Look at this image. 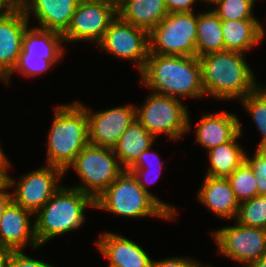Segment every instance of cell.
<instances>
[{"label":"cell","mask_w":266,"mask_h":267,"mask_svg":"<svg viewBox=\"0 0 266 267\" xmlns=\"http://www.w3.org/2000/svg\"><path fill=\"white\" fill-rule=\"evenodd\" d=\"M141 84L152 92L173 98H202L205 93L197 56L148 54Z\"/></svg>","instance_id":"obj_1"},{"label":"cell","mask_w":266,"mask_h":267,"mask_svg":"<svg viewBox=\"0 0 266 267\" xmlns=\"http://www.w3.org/2000/svg\"><path fill=\"white\" fill-rule=\"evenodd\" d=\"M245 54L225 50L198 57L205 95L215 100L238 101L259 86Z\"/></svg>","instance_id":"obj_2"},{"label":"cell","mask_w":266,"mask_h":267,"mask_svg":"<svg viewBox=\"0 0 266 267\" xmlns=\"http://www.w3.org/2000/svg\"><path fill=\"white\" fill-rule=\"evenodd\" d=\"M54 111L47 139L46 165L66 171L89 143L88 117L79 101L58 105Z\"/></svg>","instance_id":"obj_3"},{"label":"cell","mask_w":266,"mask_h":267,"mask_svg":"<svg viewBox=\"0 0 266 267\" xmlns=\"http://www.w3.org/2000/svg\"><path fill=\"white\" fill-rule=\"evenodd\" d=\"M86 208H95V199L74 187H62L34 215L35 236L39 246L54 237L80 228Z\"/></svg>","instance_id":"obj_4"},{"label":"cell","mask_w":266,"mask_h":267,"mask_svg":"<svg viewBox=\"0 0 266 267\" xmlns=\"http://www.w3.org/2000/svg\"><path fill=\"white\" fill-rule=\"evenodd\" d=\"M95 209L129 218L173 217L138 184L131 172L125 170L95 199Z\"/></svg>","instance_id":"obj_5"},{"label":"cell","mask_w":266,"mask_h":267,"mask_svg":"<svg viewBox=\"0 0 266 267\" xmlns=\"http://www.w3.org/2000/svg\"><path fill=\"white\" fill-rule=\"evenodd\" d=\"M189 111L182 100L152 92L141 107L136 105V119L155 138L165 134L176 141L191 130Z\"/></svg>","instance_id":"obj_6"},{"label":"cell","mask_w":266,"mask_h":267,"mask_svg":"<svg viewBox=\"0 0 266 267\" xmlns=\"http://www.w3.org/2000/svg\"><path fill=\"white\" fill-rule=\"evenodd\" d=\"M73 169L81 179L80 185L72 186L96 199L124 171L114 149L98 145H88L76 156L67 168Z\"/></svg>","instance_id":"obj_7"},{"label":"cell","mask_w":266,"mask_h":267,"mask_svg":"<svg viewBox=\"0 0 266 267\" xmlns=\"http://www.w3.org/2000/svg\"><path fill=\"white\" fill-rule=\"evenodd\" d=\"M197 22L194 12L168 13L148 33L149 54L197 56Z\"/></svg>","instance_id":"obj_8"},{"label":"cell","mask_w":266,"mask_h":267,"mask_svg":"<svg viewBox=\"0 0 266 267\" xmlns=\"http://www.w3.org/2000/svg\"><path fill=\"white\" fill-rule=\"evenodd\" d=\"M63 175L65 171L61 168L46 164L22 175L17 182L8 175L7 184L16 189L11 192L12 201L35 215L62 187L58 181Z\"/></svg>","instance_id":"obj_9"},{"label":"cell","mask_w":266,"mask_h":267,"mask_svg":"<svg viewBox=\"0 0 266 267\" xmlns=\"http://www.w3.org/2000/svg\"><path fill=\"white\" fill-rule=\"evenodd\" d=\"M217 251L244 266L266 256V229L235 222L211 231Z\"/></svg>","instance_id":"obj_10"},{"label":"cell","mask_w":266,"mask_h":267,"mask_svg":"<svg viewBox=\"0 0 266 267\" xmlns=\"http://www.w3.org/2000/svg\"><path fill=\"white\" fill-rule=\"evenodd\" d=\"M117 15V6L111 2L80 0L69 27L62 34L64 42L84 41L97 46Z\"/></svg>","instance_id":"obj_11"},{"label":"cell","mask_w":266,"mask_h":267,"mask_svg":"<svg viewBox=\"0 0 266 267\" xmlns=\"http://www.w3.org/2000/svg\"><path fill=\"white\" fill-rule=\"evenodd\" d=\"M97 46L115 58L136 62L140 73L149 54L148 32L117 15Z\"/></svg>","instance_id":"obj_12"},{"label":"cell","mask_w":266,"mask_h":267,"mask_svg":"<svg viewBox=\"0 0 266 267\" xmlns=\"http://www.w3.org/2000/svg\"><path fill=\"white\" fill-rule=\"evenodd\" d=\"M79 103L86 109L89 143L92 145L113 148L136 118V105H121L95 112Z\"/></svg>","instance_id":"obj_13"},{"label":"cell","mask_w":266,"mask_h":267,"mask_svg":"<svg viewBox=\"0 0 266 267\" xmlns=\"http://www.w3.org/2000/svg\"><path fill=\"white\" fill-rule=\"evenodd\" d=\"M34 214L13 201L0 219V247L24 250L26 246L40 248L35 236Z\"/></svg>","instance_id":"obj_14"},{"label":"cell","mask_w":266,"mask_h":267,"mask_svg":"<svg viewBox=\"0 0 266 267\" xmlns=\"http://www.w3.org/2000/svg\"><path fill=\"white\" fill-rule=\"evenodd\" d=\"M29 21L20 6L11 14L0 18V81L17 65Z\"/></svg>","instance_id":"obj_15"},{"label":"cell","mask_w":266,"mask_h":267,"mask_svg":"<svg viewBox=\"0 0 266 267\" xmlns=\"http://www.w3.org/2000/svg\"><path fill=\"white\" fill-rule=\"evenodd\" d=\"M100 253L109 260L108 267H152L153 260L136 242L113 232L100 234L95 242Z\"/></svg>","instance_id":"obj_16"},{"label":"cell","mask_w":266,"mask_h":267,"mask_svg":"<svg viewBox=\"0 0 266 267\" xmlns=\"http://www.w3.org/2000/svg\"><path fill=\"white\" fill-rule=\"evenodd\" d=\"M80 0H20L25 16L34 15L39 22L37 28L64 33L69 27Z\"/></svg>","instance_id":"obj_17"},{"label":"cell","mask_w":266,"mask_h":267,"mask_svg":"<svg viewBox=\"0 0 266 267\" xmlns=\"http://www.w3.org/2000/svg\"><path fill=\"white\" fill-rule=\"evenodd\" d=\"M196 196L200 203L220 219H236L240 203L227 178L205 175Z\"/></svg>","instance_id":"obj_18"},{"label":"cell","mask_w":266,"mask_h":267,"mask_svg":"<svg viewBox=\"0 0 266 267\" xmlns=\"http://www.w3.org/2000/svg\"><path fill=\"white\" fill-rule=\"evenodd\" d=\"M235 113H205L196 123L195 141L207 151L231 141L239 131V121Z\"/></svg>","instance_id":"obj_19"},{"label":"cell","mask_w":266,"mask_h":267,"mask_svg":"<svg viewBox=\"0 0 266 267\" xmlns=\"http://www.w3.org/2000/svg\"><path fill=\"white\" fill-rule=\"evenodd\" d=\"M118 16L148 33L168 14L164 0H124L117 7Z\"/></svg>","instance_id":"obj_20"},{"label":"cell","mask_w":266,"mask_h":267,"mask_svg":"<svg viewBox=\"0 0 266 267\" xmlns=\"http://www.w3.org/2000/svg\"><path fill=\"white\" fill-rule=\"evenodd\" d=\"M225 50L247 53L265 37V29L259 20L222 21Z\"/></svg>","instance_id":"obj_21"},{"label":"cell","mask_w":266,"mask_h":267,"mask_svg":"<svg viewBox=\"0 0 266 267\" xmlns=\"http://www.w3.org/2000/svg\"><path fill=\"white\" fill-rule=\"evenodd\" d=\"M241 124L239 122L240 132L231 141L207 151L210 165L205 175L227 178L245 161L246 151L238 142L242 135Z\"/></svg>","instance_id":"obj_22"},{"label":"cell","mask_w":266,"mask_h":267,"mask_svg":"<svg viewBox=\"0 0 266 267\" xmlns=\"http://www.w3.org/2000/svg\"><path fill=\"white\" fill-rule=\"evenodd\" d=\"M155 139L135 118L113 147L122 167L127 170L142 152L153 146Z\"/></svg>","instance_id":"obj_23"},{"label":"cell","mask_w":266,"mask_h":267,"mask_svg":"<svg viewBox=\"0 0 266 267\" xmlns=\"http://www.w3.org/2000/svg\"><path fill=\"white\" fill-rule=\"evenodd\" d=\"M62 33L37 27L27 28L24 32L22 50L29 56L42 57L45 60H61L65 54Z\"/></svg>","instance_id":"obj_24"},{"label":"cell","mask_w":266,"mask_h":267,"mask_svg":"<svg viewBox=\"0 0 266 267\" xmlns=\"http://www.w3.org/2000/svg\"><path fill=\"white\" fill-rule=\"evenodd\" d=\"M197 27V57L209 53L225 51L222 20L212 9L198 14Z\"/></svg>","instance_id":"obj_25"},{"label":"cell","mask_w":266,"mask_h":267,"mask_svg":"<svg viewBox=\"0 0 266 267\" xmlns=\"http://www.w3.org/2000/svg\"><path fill=\"white\" fill-rule=\"evenodd\" d=\"M255 122L262 139L256 149H266V87L259 85L245 98L239 100Z\"/></svg>","instance_id":"obj_26"},{"label":"cell","mask_w":266,"mask_h":267,"mask_svg":"<svg viewBox=\"0 0 266 267\" xmlns=\"http://www.w3.org/2000/svg\"><path fill=\"white\" fill-rule=\"evenodd\" d=\"M227 179L239 203L258 196L256 176L245 161Z\"/></svg>","instance_id":"obj_27"},{"label":"cell","mask_w":266,"mask_h":267,"mask_svg":"<svg viewBox=\"0 0 266 267\" xmlns=\"http://www.w3.org/2000/svg\"><path fill=\"white\" fill-rule=\"evenodd\" d=\"M266 229V195H258L239 204L234 222Z\"/></svg>","instance_id":"obj_28"},{"label":"cell","mask_w":266,"mask_h":267,"mask_svg":"<svg viewBox=\"0 0 266 267\" xmlns=\"http://www.w3.org/2000/svg\"><path fill=\"white\" fill-rule=\"evenodd\" d=\"M256 0H219L212 9L222 21L258 20L253 14Z\"/></svg>","instance_id":"obj_29"},{"label":"cell","mask_w":266,"mask_h":267,"mask_svg":"<svg viewBox=\"0 0 266 267\" xmlns=\"http://www.w3.org/2000/svg\"><path fill=\"white\" fill-rule=\"evenodd\" d=\"M59 60H45L42 57L29 56L23 50L19 54L17 65L12 72L3 80L5 84H9L12 75L16 72L26 77H36L42 73H46L47 70L53 69L52 67L58 63Z\"/></svg>","instance_id":"obj_30"},{"label":"cell","mask_w":266,"mask_h":267,"mask_svg":"<svg viewBox=\"0 0 266 267\" xmlns=\"http://www.w3.org/2000/svg\"><path fill=\"white\" fill-rule=\"evenodd\" d=\"M245 154V162L256 176L258 195H266V149H256L254 156Z\"/></svg>","instance_id":"obj_31"},{"label":"cell","mask_w":266,"mask_h":267,"mask_svg":"<svg viewBox=\"0 0 266 267\" xmlns=\"http://www.w3.org/2000/svg\"><path fill=\"white\" fill-rule=\"evenodd\" d=\"M162 168L163 167H159V168H157V170H156V168H148V169L128 168L127 171L131 172V174L136 178V180H137L138 184L140 185V187L143 190H145L147 193H149L173 217V219H174L178 215L177 214L178 211L176 210V208L174 207V205L173 206L172 205H169L166 202H164L163 200H160L155 195H153L152 193H150L149 190H148V187H147V185L149 184V182L150 183L155 182L159 178V176H160L159 174L162 173L161 172L162 171ZM152 169L153 170H156V171L154 172ZM151 171H153L155 173V174H153L154 176L156 175L154 177V180L149 177Z\"/></svg>","instance_id":"obj_32"},{"label":"cell","mask_w":266,"mask_h":267,"mask_svg":"<svg viewBox=\"0 0 266 267\" xmlns=\"http://www.w3.org/2000/svg\"><path fill=\"white\" fill-rule=\"evenodd\" d=\"M8 267H55L52 264L31 258L24 254L23 250H13Z\"/></svg>","instance_id":"obj_33"},{"label":"cell","mask_w":266,"mask_h":267,"mask_svg":"<svg viewBox=\"0 0 266 267\" xmlns=\"http://www.w3.org/2000/svg\"><path fill=\"white\" fill-rule=\"evenodd\" d=\"M200 262L194 260V258L187 257H170L163 260H153L152 267H199Z\"/></svg>","instance_id":"obj_34"},{"label":"cell","mask_w":266,"mask_h":267,"mask_svg":"<svg viewBox=\"0 0 266 267\" xmlns=\"http://www.w3.org/2000/svg\"><path fill=\"white\" fill-rule=\"evenodd\" d=\"M152 147L142 152L138 159L129 167V168H142V169H148V168H159L163 167V162H160V158L158 157V154L156 152L151 151ZM152 157V158H151ZM156 159V160H155ZM151 160H155L154 162ZM153 165V166H152ZM155 165V167H154Z\"/></svg>","instance_id":"obj_35"},{"label":"cell","mask_w":266,"mask_h":267,"mask_svg":"<svg viewBox=\"0 0 266 267\" xmlns=\"http://www.w3.org/2000/svg\"><path fill=\"white\" fill-rule=\"evenodd\" d=\"M198 0H164L168 13L194 12L193 5Z\"/></svg>","instance_id":"obj_36"},{"label":"cell","mask_w":266,"mask_h":267,"mask_svg":"<svg viewBox=\"0 0 266 267\" xmlns=\"http://www.w3.org/2000/svg\"><path fill=\"white\" fill-rule=\"evenodd\" d=\"M20 6V0H0V18L11 14Z\"/></svg>","instance_id":"obj_37"},{"label":"cell","mask_w":266,"mask_h":267,"mask_svg":"<svg viewBox=\"0 0 266 267\" xmlns=\"http://www.w3.org/2000/svg\"><path fill=\"white\" fill-rule=\"evenodd\" d=\"M10 189L9 185L7 184L5 187L0 189V219L5 211V209L9 206L12 202V193L8 190Z\"/></svg>","instance_id":"obj_38"},{"label":"cell","mask_w":266,"mask_h":267,"mask_svg":"<svg viewBox=\"0 0 266 267\" xmlns=\"http://www.w3.org/2000/svg\"><path fill=\"white\" fill-rule=\"evenodd\" d=\"M10 159H0V189L8 183V169L11 167Z\"/></svg>","instance_id":"obj_39"},{"label":"cell","mask_w":266,"mask_h":267,"mask_svg":"<svg viewBox=\"0 0 266 267\" xmlns=\"http://www.w3.org/2000/svg\"><path fill=\"white\" fill-rule=\"evenodd\" d=\"M12 251L11 249L0 247V267H8Z\"/></svg>","instance_id":"obj_40"},{"label":"cell","mask_w":266,"mask_h":267,"mask_svg":"<svg viewBox=\"0 0 266 267\" xmlns=\"http://www.w3.org/2000/svg\"><path fill=\"white\" fill-rule=\"evenodd\" d=\"M245 267H266V256L246 265Z\"/></svg>","instance_id":"obj_41"},{"label":"cell","mask_w":266,"mask_h":267,"mask_svg":"<svg viewBox=\"0 0 266 267\" xmlns=\"http://www.w3.org/2000/svg\"><path fill=\"white\" fill-rule=\"evenodd\" d=\"M105 1L111 2V3H113L115 6L118 7L124 0H105Z\"/></svg>","instance_id":"obj_42"},{"label":"cell","mask_w":266,"mask_h":267,"mask_svg":"<svg viewBox=\"0 0 266 267\" xmlns=\"http://www.w3.org/2000/svg\"><path fill=\"white\" fill-rule=\"evenodd\" d=\"M202 1H205L206 2V4H211V6L212 5H215L219 0H202Z\"/></svg>","instance_id":"obj_43"},{"label":"cell","mask_w":266,"mask_h":267,"mask_svg":"<svg viewBox=\"0 0 266 267\" xmlns=\"http://www.w3.org/2000/svg\"><path fill=\"white\" fill-rule=\"evenodd\" d=\"M0 159H8L0 145Z\"/></svg>","instance_id":"obj_44"},{"label":"cell","mask_w":266,"mask_h":267,"mask_svg":"<svg viewBox=\"0 0 266 267\" xmlns=\"http://www.w3.org/2000/svg\"><path fill=\"white\" fill-rule=\"evenodd\" d=\"M199 267H212V266H210V265H203V264H200V266Z\"/></svg>","instance_id":"obj_45"}]
</instances>
